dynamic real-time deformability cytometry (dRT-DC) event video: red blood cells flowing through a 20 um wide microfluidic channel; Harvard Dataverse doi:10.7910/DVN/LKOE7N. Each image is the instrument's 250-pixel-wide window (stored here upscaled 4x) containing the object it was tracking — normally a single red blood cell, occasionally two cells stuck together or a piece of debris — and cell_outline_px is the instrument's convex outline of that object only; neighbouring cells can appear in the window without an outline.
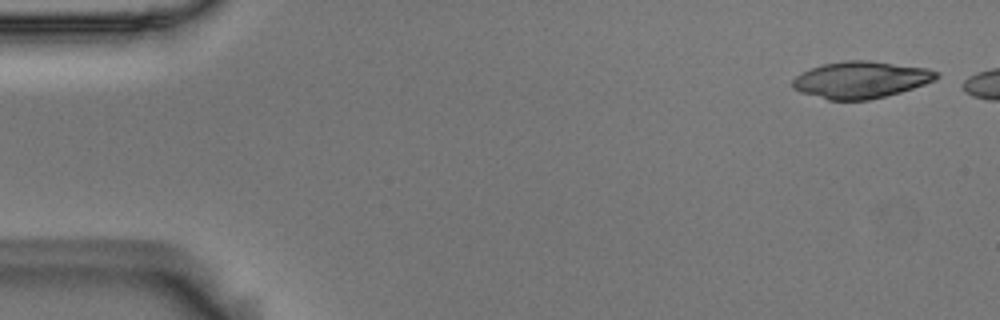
{"species": "Egyptian fruit bat (a non-hibernating species)", "species_latin": "Rousettus aegyptiacus", "temperature_condition": "room temperature", "stored_images_in_passage": 9, "camera_frame_rate_fps": 3000, "um_per_image_px": 0.085, "animal": {"sex": "male"}, "frame": {"image": 1, "passage_image": 1, "time_ms": 0.0, "image_size_px": [1000, 320], "cell_outline_px": [[940, 76], [936, 80], [900, 92], [868, 100], [828, 100], [800, 92], [792, 88], [792, 80], [796, 76], [812, 68], [824, 64], [848, 60], [872, 60], [928, 68], [940, 72]], "centroid_in_image_um": [73.21, 6.78], "position_along_channel_um": 11.8, "area_um2": 30.92}}